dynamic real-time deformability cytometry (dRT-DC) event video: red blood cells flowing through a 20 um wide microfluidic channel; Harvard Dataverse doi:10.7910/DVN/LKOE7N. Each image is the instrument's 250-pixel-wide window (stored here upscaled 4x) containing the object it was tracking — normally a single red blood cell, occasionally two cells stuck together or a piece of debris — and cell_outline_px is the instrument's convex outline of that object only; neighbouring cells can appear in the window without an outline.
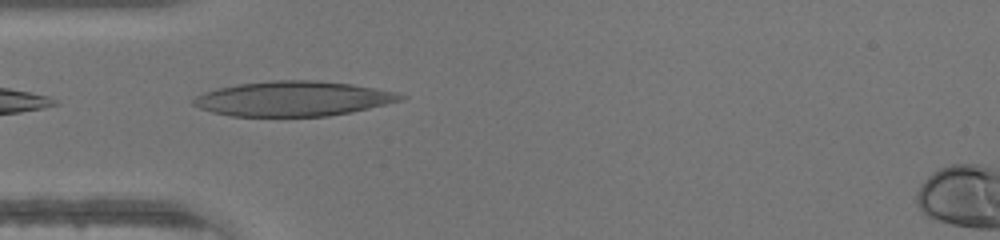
{"species": "human", "species_latin": "Homo sapiens", "temperature_condition": "warm", "stored_images_in_passage": 29, "camera_frame_rate_fps": 3000, "um_per_image_px": 0.085, "donor": {"sex": "male"}, "frame": {"image": 1, "passage_image": 1, "time_ms": 0.0, "image_size_px": [1000, 240], "cell_outline_px": [[408, 96], [404, 100], [352, 112], [328, 116], [232, 116], [212, 112], [200, 108], [192, 104], [192, 100], [196, 96], [204, 92], [216, 88], [240, 84], [272, 80], [316, 80], [352, 84], [396, 92]], "centroid_in_image_um": [24.94, 8.39], "position_along_channel_um": 60.1, "area_um2": 42.19}}
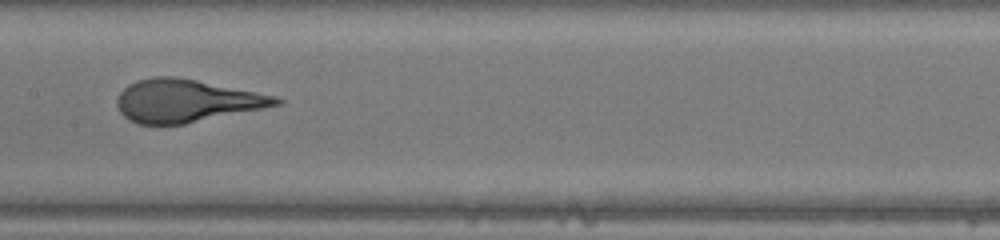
{"frame": {"image": 2, "passage_image": 10, "time_ms": 3.0, "image_size_px": [1000, 240], "cell_outline_px": [[284, 100], [280, 104], [264, 108], [184, 124], [140, 124], [128, 120], [120, 112], [116, 104], [116, 100], [120, 92], [128, 84], [136, 80], [152, 76], [176, 76], [276, 96]], "centroid_in_image_um": [15.79, 8.56], "position_along_channel_um": 191.6, "area_um2": 39.48}}
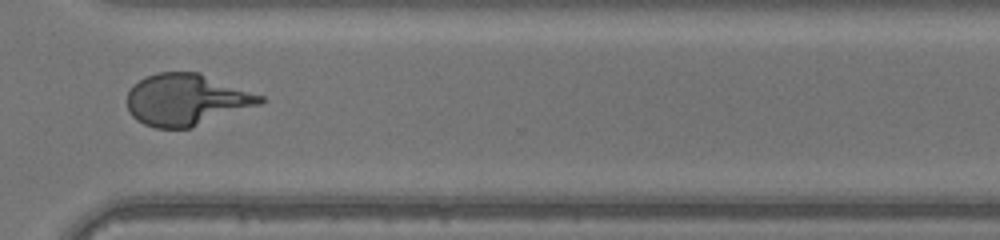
{"frame": {"image": 3, "passage_image": 21, "time_ms": 6.667, "image_size_px": [1000, 240], "cell_outline_px": [[268, 100], [260, 104], [192, 128], [156, 128], [144, 124], [136, 120], [128, 112], [128, 92], [132, 84], [144, 76], [156, 72], [200, 72], [264, 96]], "centroid_in_image_um": [15.84, 8.47], "position_along_channel_um": 354.8, "area_um2": 40.4}}